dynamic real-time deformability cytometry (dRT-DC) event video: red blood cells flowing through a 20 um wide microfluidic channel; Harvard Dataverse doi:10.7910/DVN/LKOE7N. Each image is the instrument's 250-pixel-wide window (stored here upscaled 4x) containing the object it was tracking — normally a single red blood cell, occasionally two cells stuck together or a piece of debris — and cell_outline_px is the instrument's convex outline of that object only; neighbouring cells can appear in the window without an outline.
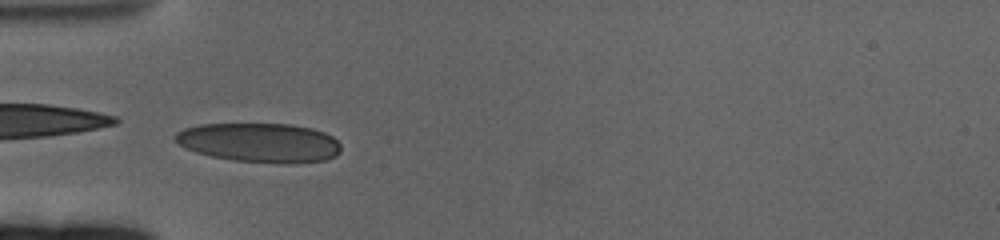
{"species": "human", "species_latin": "Homo sapiens", "temperature_condition": "cold", "stored_images_in_passage": 43, "camera_frame_rate_fps": 3000, "um_per_image_px": 0.085, "donor": {"sex": "female"}, "frame": {"image": 1, "passage_image": 1, "time_ms": 0.0, "image_size_px": [1000, 240], "cell_outline_px": [[340, 152], [336, 156], [328, 160], [292, 164], [284, 164], [236, 160], [212, 156], [196, 152], [180, 144], [172, 136], [176, 132], [184, 128], [200, 124], [292, 124], [312, 128], [324, 132], [332, 136], [340, 144]], "centroid_in_image_um": [22.11, 12.12], "position_along_channel_um": 62.9, "area_um2": 38.09}}
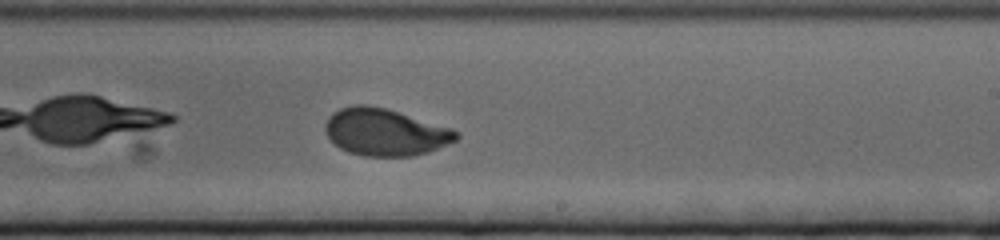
{"frame": {"image": 2, "passage_image": 19, "time_ms": 6.0, "image_size_px": [1000, 240], "cell_outline_px": [[460, 136], [456, 140], [428, 152], [412, 156], [364, 156], [348, 152], [340, 148], [328, 136], [324, 128], [324, 124], [328, 116], [332, 112], [340, 108], [356, 104], [368, 104], [384, 108], [452, 128], [460, 132]], "centroid_in_image_um": [32.72, 11.23], "position_along_channel_um": 256.3, "area_um2": 35.89}}
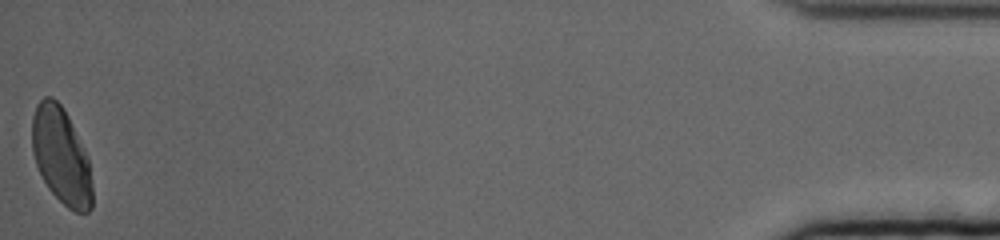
{"frame": {"image": 3, "passage_image": 43, "time_ms": 14.0, "image_size_px": [1000, 240], "cell_outline_px": [[92, 208], [88, 212], [76, 212], [68, 208], [48, 188], [36, 164], [32, 152], [32, 116], [36, 104], [44, 96], [52, 96], [64, 108], [88, 156], [92, 184]], "centroid_in_image_um": [5.2, 13.23], "position_along_channel_um": 430.0, "area_um2": 33.87}, "authors_computed_cell_mechanics": {"area_um2": 35.4892, "velocity_mm_per_s": 3.2684, "shape_relaxation_time_tau1_ms": 4.7814, "shape_relaxation_time_tau2_ms": null, "deformation_change_tau1": 0.1624, "deformation_change_tau2": null}}